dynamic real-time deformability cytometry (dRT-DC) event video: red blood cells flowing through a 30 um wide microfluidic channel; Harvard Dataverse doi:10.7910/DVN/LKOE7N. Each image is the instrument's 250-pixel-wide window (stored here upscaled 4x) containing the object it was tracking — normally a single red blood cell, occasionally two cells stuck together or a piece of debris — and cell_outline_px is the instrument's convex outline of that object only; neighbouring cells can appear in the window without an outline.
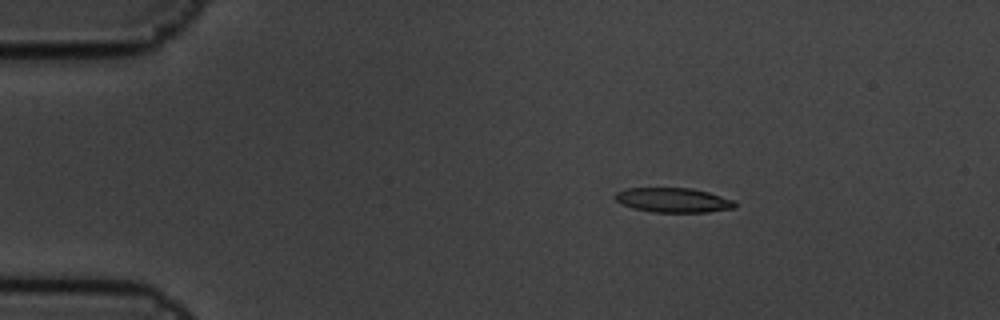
{"species": "common noctule bat (a hibernating species)", "species_latin": "Nyctalus noctula", "temperature_condition": "cold", "stored_images_in_passage": 5, "camera_frame_rate_fps": 3000, "um_per_image_px": 0.085, "animal": {"sex": "male", "body_mass_g": 19.5, "forearm_length_mm": 54.6}, "frame": {"image": 1, "passage_image": 3, "time_ms": 0.667, "image_size_px": [1000, 320], "cell_outline_px": [[736, 208], [708, 212], [652, 212], [632, 208], [616, 200], [616, 192], [628, 188], [692, 188], [708, 192], [736, 200]], "centroid_in_image_um": [57.29, 17.01], "position_along_channel_um": 27.7, "area_um2": 17.17}}